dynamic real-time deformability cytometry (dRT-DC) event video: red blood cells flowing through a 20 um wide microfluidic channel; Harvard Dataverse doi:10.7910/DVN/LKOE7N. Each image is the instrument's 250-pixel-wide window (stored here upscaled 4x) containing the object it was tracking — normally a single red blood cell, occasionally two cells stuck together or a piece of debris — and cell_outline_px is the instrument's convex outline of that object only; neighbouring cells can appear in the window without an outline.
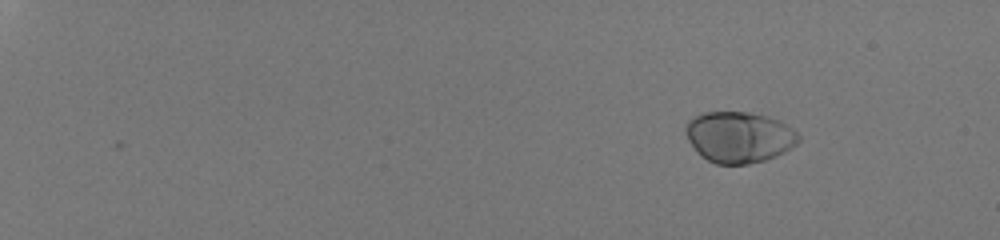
{"species": "human", "species_latin": "Homo sapiens", "temperature_condition": "room temperature", "stored_images_in_passage": 47, "camera_frame_rate_fps": 3000, "um_per_image_px": 0.085, "donor": {"sex": "male"}, "frame": {"image": 1, "passage_image": 1, "time_ms": 0.0, "image_size_px": [1000, 240], "cell_outline_px": [[800, 140], [796, 144], [784, 152], [776, 156], [764, 160], [748, 164], [716, 164], [700, 156], [696, 152], [688, 140], [684, 132], [684, 128], [688, 120], [704, 112], [748, 112], [780, 120], [792, 128], [800, 136]], "centroid_in_image_um": [62.8, 11.66], "position_along_channel_um": 22.2, "area_um2": 33.7}}
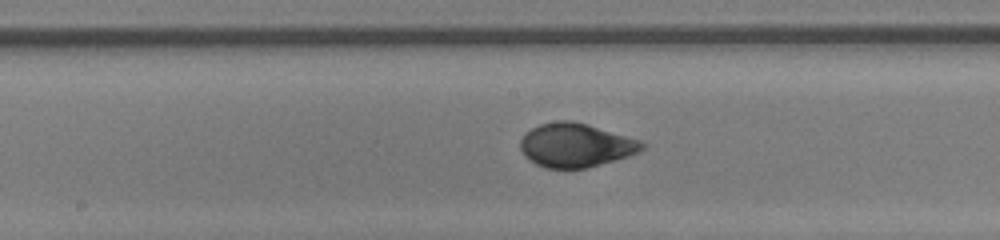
{"frame": {"image": 2, "passage_image": 27, "time_ms": 8.667, "image_size_px": [1000, 240], "cell_outline_px": [[648, 144], [644, 148], [628, 156], [584, 168], [544, 168], [536, 164], [524, 156], [520, 148], [520, 140], [532, 128], [540, 124], [556, 120], [572, 120], [588, 124], [640, 140]], "centroid_in_image_um": [48.92, 12.33], "position_along_channel_um": 199.3, "area_um2": 30.92}}
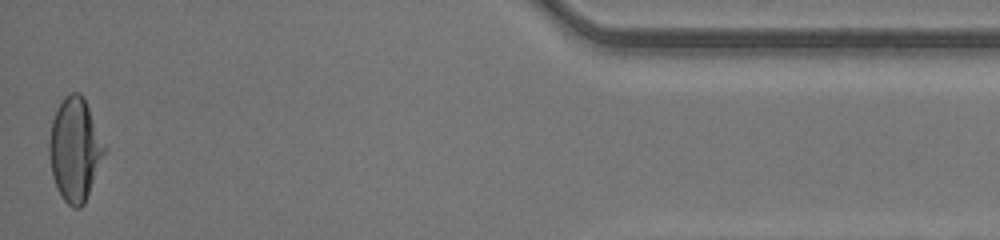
{"frame": {"image": 3, "passage_image": 47, "time_ms": 15.333, "image_size_px": [1000, 240], "cell_outline_px": [[104, 152], [84, 204], [80, 208], [72, 208], [64, 200], [56, 188], [52, 176], [48, 152], [48, 140], [52, 120], [64, 96], [72, 92], [80, 92], [88, 108], [104, 148]], "centroid_in_image_um": [6.3, 12.73], "position_along_channel_um": 428.9, "area_um2": 32.25}, "authors_computed_cell_mechanics": {"area_um2": 31.6744, "velocity_mm_per_s": 4.2441, "shape_relaxation_time_tau1_ms": 3.8055, "shape_relaxation_time_tau2_ms": null, "deformation_change_tau1": 0.1772, "deformation_change_tau2": null}}